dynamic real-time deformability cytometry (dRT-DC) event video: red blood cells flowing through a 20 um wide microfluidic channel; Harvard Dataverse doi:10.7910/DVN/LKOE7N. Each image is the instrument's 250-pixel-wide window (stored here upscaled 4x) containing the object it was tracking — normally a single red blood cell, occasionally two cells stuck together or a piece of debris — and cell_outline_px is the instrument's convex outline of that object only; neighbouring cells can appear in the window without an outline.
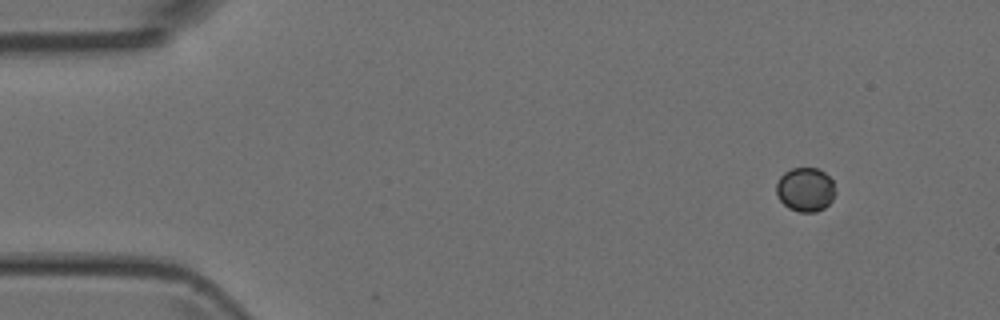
{"species": "Egyptian fruit bat (a non-hibernating species)", "species_latin": "Rousettus aegyptiacus", "temperature_condition": "room temperature", "stored_images_in_passage": 46, "camera_frame_rate_fps": 3000, "um_per_image_px": 0.085, "animal": {"sex": "female"}, "frame": {"image": 1, "passage_image": 1, "time_ms": 0.0, "image_size_px": [1000, 320], "cell_outline_px": [[836, 192], [832, 200], [824, 208], [816, 212], [800, 212], [788, 208], [780, 200], [776, 192], [776, 184], [780, 176], [784, 172], [792, 168], [820, 168], [832, 180]], "centroid_in_image_um": [68.46, 16.11], "position_along_channel_um": 16.5, "area_um2": 15.26}}
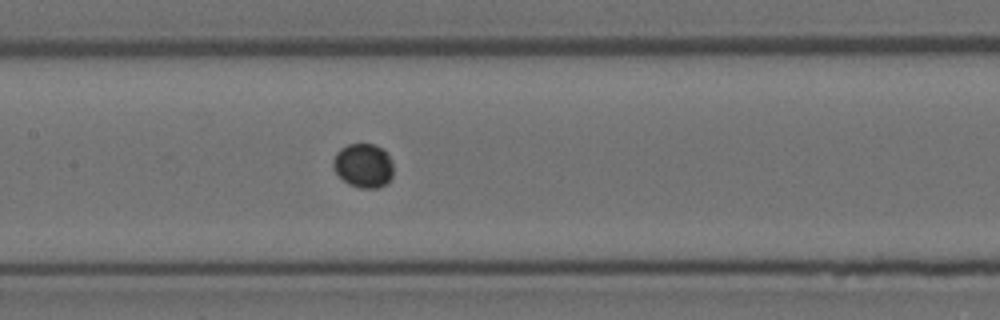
{"frame": {"image": 2, "passage_image": 20, "time_ms": 6.333, "image_size_px": [1000, 320], "cell_outline_px": [[392, 176], [388, 184], [376, 188], [360, 188], [348, 184], [336, 172], [332, 164], [332, 160], [336, 152], [340, 148], [348, 144], [372, 144], [384, 148], [392, 160]], "centroid_in_image_um": [30.9, 14.07], "position_along_channel_um": 176.5, "area_um2": 15.66}}
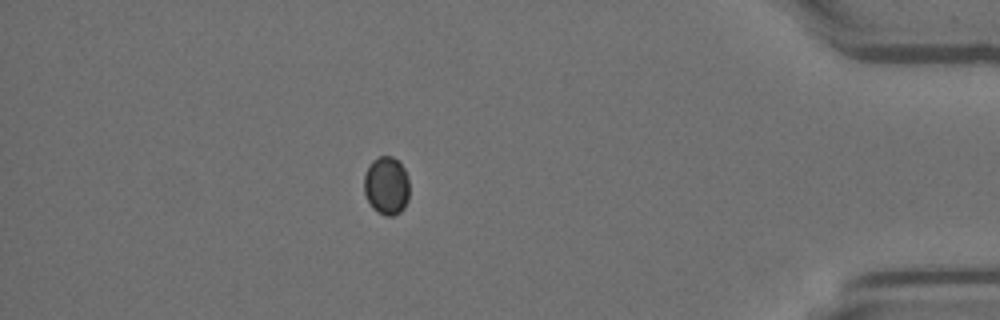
{"frame": {"image": 3, "passage_image": 40, "time_ms": 13.0, "image_size_px": [1000, 320], "cell_outline_px": [[408, 200], [404, 208], [400, 212], [392, 216], [384, 216], [376, 212], [372, 208], [364, 192], [364, 176], [372, 160], [380, 156], [392, 156], [400, 160], [404, 168], [408, 180]], "centroid_in_image_um": [32.85, 15.78], "position_along_channel_um": 402.3, "area_um2": 15.55}}